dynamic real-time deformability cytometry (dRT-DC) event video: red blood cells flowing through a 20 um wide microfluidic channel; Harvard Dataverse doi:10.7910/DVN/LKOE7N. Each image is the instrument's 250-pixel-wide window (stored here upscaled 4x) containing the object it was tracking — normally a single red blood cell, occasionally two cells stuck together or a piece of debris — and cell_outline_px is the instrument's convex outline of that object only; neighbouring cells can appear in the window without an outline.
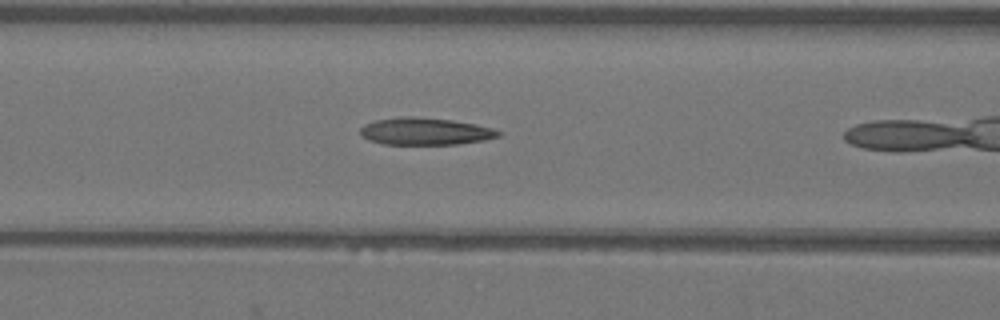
{"species": "Egyptian fruit bat (a non-hibernating species)", "species_latin": "Rousettus aegyptiacus", "temperature_condition": "warm", "stored_images_in_passage": 10, "camera_frame_rate_fps": 3000, "um_per_image_px": 0.085, "animal": {"sex": "female"}, "frame": {"image": 1, "passage_image": 9, "time_ms": 2.667, "image_size_px": [1000, 320], "cell_outline_px": [[504, 132], [500, 136], [484, 140], [456, 144], [384, 144], [368, 140], [360, 136], [360, 128], [364, 124], [372, 120], [400, 116], [412, 116], [452, 120], [492, 128]], "centroid_in_image_um": [36.09, 11.16], "position_along_channel_um": 130.5, "area_um2": 22.02}}